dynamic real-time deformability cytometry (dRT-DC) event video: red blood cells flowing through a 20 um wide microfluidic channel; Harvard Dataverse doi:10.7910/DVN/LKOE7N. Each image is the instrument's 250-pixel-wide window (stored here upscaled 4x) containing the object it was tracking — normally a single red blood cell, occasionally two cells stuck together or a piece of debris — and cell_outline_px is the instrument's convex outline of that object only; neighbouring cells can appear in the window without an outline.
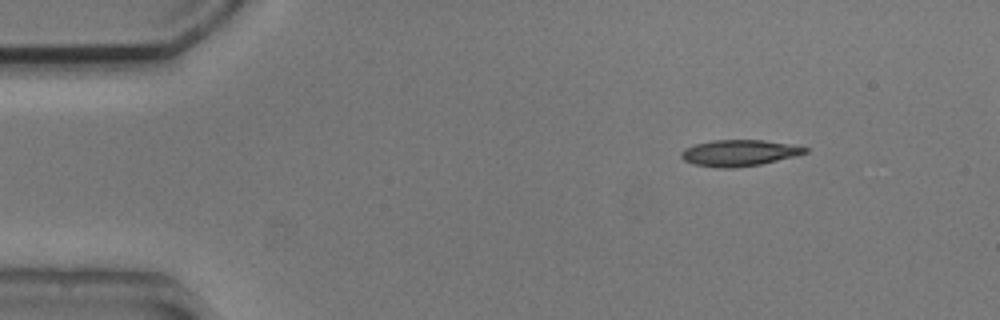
{"species": "common noctule bat (a hibernating species)", "species_latin": "Nyctalus noctula", "temperature_condition": "cold", "stored_images_in_passage": 46, "camera_frame_rate_fps": 3000, "um_per_image_px": 0.085, "animal": {"sex": "male", "body_mass_g": 20.5, "forearm_length_mm": 52.5}, "frame": {"image": 1, "passage_image": 1, "time_ms": 0.0, "image_size_px": [1000, 320], "cell_outline_px": [[808, 152], [796, 156], [760, 164], [732, 168], [720, 168], [692, 164], [684, 160], [680, 156], [680, 152], [684, 148], [696, 144], [712, 140], [764, 140], [788, 144], [808, 148]], "centroid_in_image_um": [62.79, 13.0], "position_along_channel_um": 22.2, "area_um2": 18.9}}
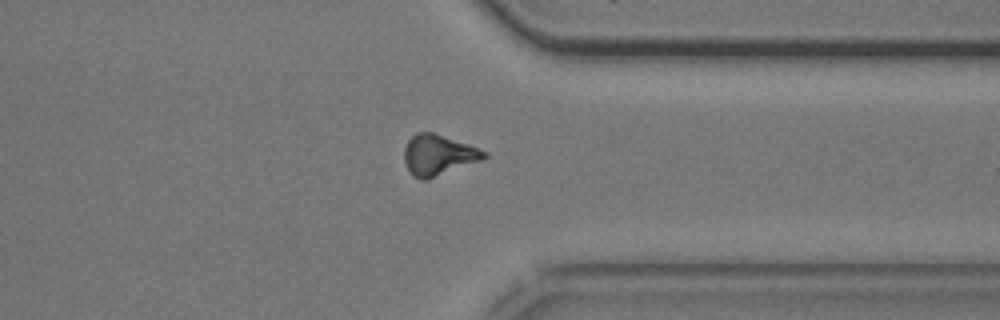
{"frame": {"image": 2, "passage_image": 35, "time_ms": 11.333, "image_size_px": [1000, 320], "cell_outline_px": [[488, 156], [480, 160], [428, 180], [420, 180], [412, 176], [408, 172], [404, 160], [404, 148], [408, 140], [416, 132], [432, 132], [468, 144], [488, 152]], "centroid_in_image_um": [37.22, 13.19], "position_along_channel_um": 374.2, "area_um2": 18.96}}
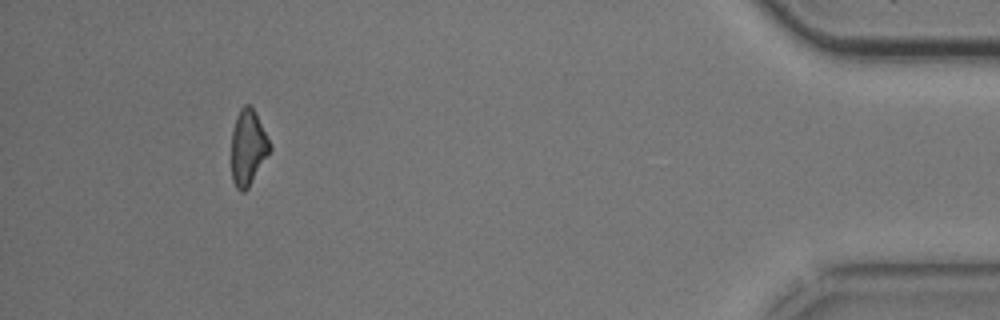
{"frame": {"image": 3, "passage_image": 43, "time_ms": 14.0, "image_size_px": [1000, 320], "cell_outline_px": [[272, 148], [248, 188], [244, 192], [240, 192], [236, 188], [232, 180], [232, 132], [236, 116], [240, 108], [244, 104], [248, 104], [256, 112], [272, 144]], "centroid_in_image_um": [21.09, 12.52], "position_along_channel_um": 414.1, "area_um2": 17.05}}